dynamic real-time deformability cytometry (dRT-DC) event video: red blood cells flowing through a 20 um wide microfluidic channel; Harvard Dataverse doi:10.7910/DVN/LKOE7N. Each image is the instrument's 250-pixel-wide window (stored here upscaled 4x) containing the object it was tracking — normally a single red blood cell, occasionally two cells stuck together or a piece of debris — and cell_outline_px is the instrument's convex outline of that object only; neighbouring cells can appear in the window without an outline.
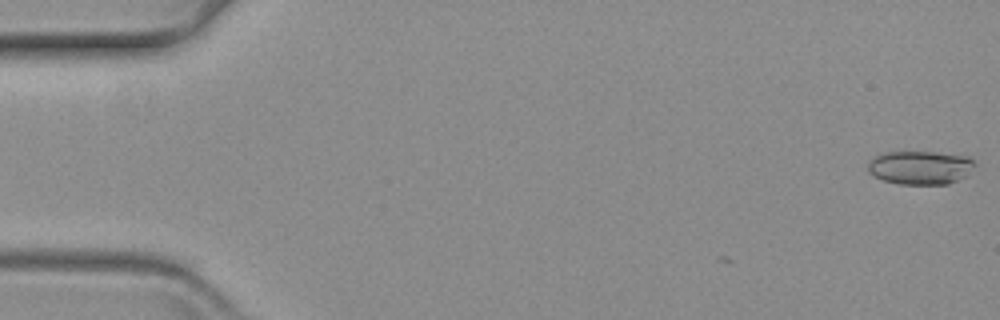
{"species": "common noctule bat (a hibernating species)", "species_latin": "Nyctalus noctula", "temperature_condition": "warm", "stored_images_in_passage": 2, "camera_frame_rate_fps": 3000, "um_per_image_px": 0.085, "animal": {"sex": "female", "body_mass_g": 19.3, "forearm_length_mm": 54.1}, "frame": {"image": 1, "passage_image": 2, "time_ms": 0.333, "image_size_px": [1000, 320], "cell_outline_px": [[976, 164], [964, 176], [948, 184], [896, 184], [884, 180], [868, 172], [868, 164], [876, 156], [888, 152], [936, 152], [968, 156]], "centroid_in_image_um": [78.22, 14.24], "position_along_channel_um": 6.8, "area_um2": 20.63}}